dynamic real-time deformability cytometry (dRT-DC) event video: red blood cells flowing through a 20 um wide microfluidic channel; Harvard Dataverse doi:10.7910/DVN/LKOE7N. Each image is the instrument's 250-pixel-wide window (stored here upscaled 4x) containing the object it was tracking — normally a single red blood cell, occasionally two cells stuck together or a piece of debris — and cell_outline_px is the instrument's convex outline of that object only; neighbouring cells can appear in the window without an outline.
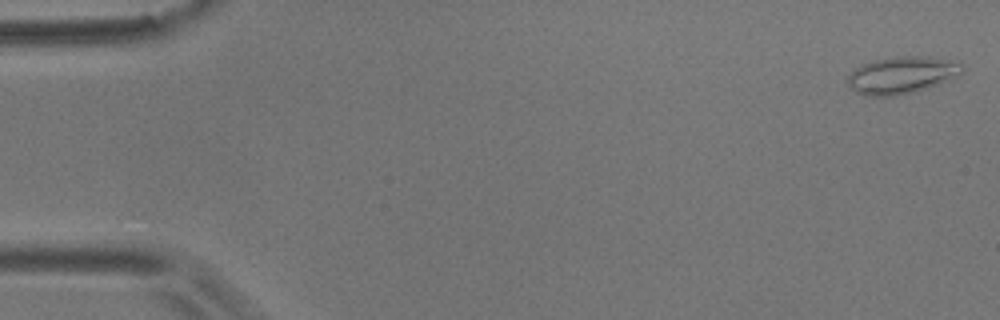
{"species": "common noctule bat (a hibernating species)", "species_latin": "Nyctalus noctula", "temperature_condition": "room temperature", "stored_images_in_passage": 56, "camera_frame_rate_fps": 3000, "um_per_image_px": 0.085, "animal": {"sex": "male", "body_mass_g": 17.9}, "frame": {"image": 1, "passage_image": 1, "time_ms": 0.0, "image_size_px": [1000, 320], "cell_outline_px": [[964, 64], [960, 72], [936, 84], [912, 92], [896, 96], [864, 96], [856, 92], [848, 84], [848, 76], [860, 64], [872, 60], [892, 56], [928, 56]], "centroid_in_image_um": [76.55, 6.37], "position_along_channel_um": 8.5, "area_um2": 24.33}}
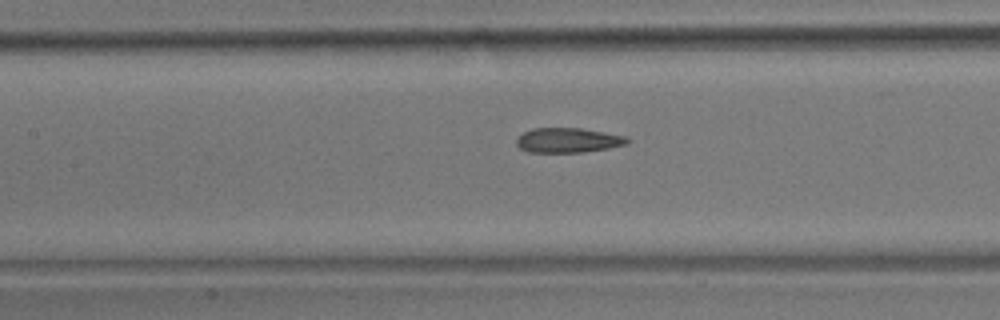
{"frame": {"image": 2, "passage_image": 25, "time_ms": 8.0, "image_size_px": [1000, 320], "cell_outline_px": [[632, 140], [628, 144], [608, 148], [584, 152], [528, 152], [520, 148], [516, 144], [516, 140], [524, 132], [532, 128], [580, 128], [628, 136]], "centroid_in_image_um": [48.33, 11.92], "position_along_channel_um": 159.1, "area_um2": 16.07}}
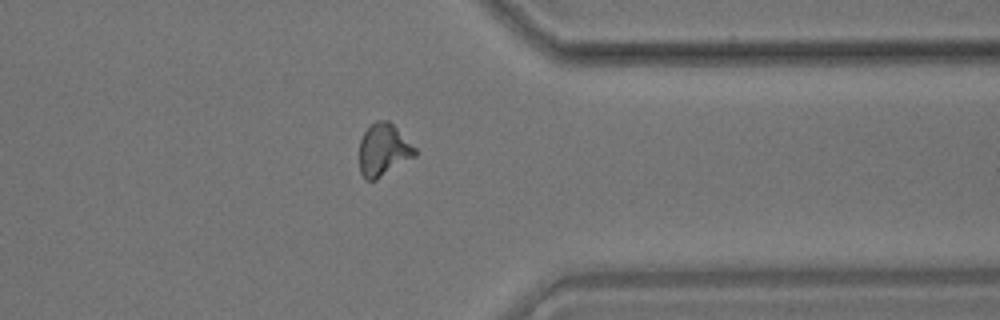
{"frame": {"image": 3, "passage_image": 44, "time_ms": 14.333, "image_size_px": [1000, 320], "cell_outline_px": [[416, 156], [376, 180], [364, 180], [360, 172], [360, 140], [368, 124], [376, 120], [388, 120], [416, 148]], "centroid_in_image_um": [32.57, 12.74], "position_along_channel_um": 378.8, "area_um2": 17.05}, "authors_computed_cell_mechanics": {"area_um2": 16.6175, "velocity_mm_per_s": 3.5823, "shape_relaxation_time_tau1_ms": null, "shape_relaxation_time_tau2_ms": 2.3924, "deformation_change_tau1": null, "deformation_change_tau2": 0.1017}}